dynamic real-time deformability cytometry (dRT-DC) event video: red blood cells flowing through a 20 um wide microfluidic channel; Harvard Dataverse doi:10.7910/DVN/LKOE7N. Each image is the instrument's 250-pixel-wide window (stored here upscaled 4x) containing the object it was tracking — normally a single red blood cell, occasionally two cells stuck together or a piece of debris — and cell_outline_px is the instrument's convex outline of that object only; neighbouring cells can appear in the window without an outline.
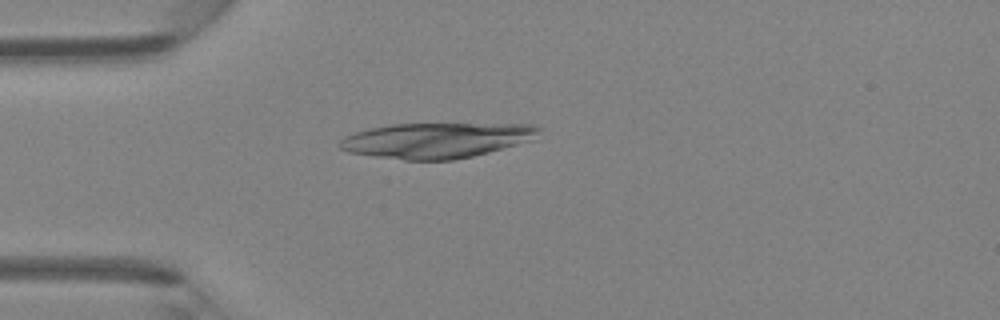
{"species": "Egyptian fruit bat (a non-hibernating species)", "species_latin": "Rousettus aegyptiacus", "temperature_condition": "room temperature", "stored_images_in_passage": 45, "camera_frame_rate_fps": 3000, "um_per_image_px": 0.085, "animal": {"sex": "female"}, "frame": {"image": 1, "passage_image": 12, "time_ms": 3.667, "image_size_px": [1000, 320], "cell_outline_px": [[540, 128], [532, 140], [488, 152], [472, 156], [452, 160], [404, 160], [348, 152], [340, 148], [340, 140], [344, 136], [368, 128], [392, 124], [532, 124]], "centroid_in_image_um": [37.06, 11.92], "position_along_channel_um": 47.9, "area_um2": 40.63}}